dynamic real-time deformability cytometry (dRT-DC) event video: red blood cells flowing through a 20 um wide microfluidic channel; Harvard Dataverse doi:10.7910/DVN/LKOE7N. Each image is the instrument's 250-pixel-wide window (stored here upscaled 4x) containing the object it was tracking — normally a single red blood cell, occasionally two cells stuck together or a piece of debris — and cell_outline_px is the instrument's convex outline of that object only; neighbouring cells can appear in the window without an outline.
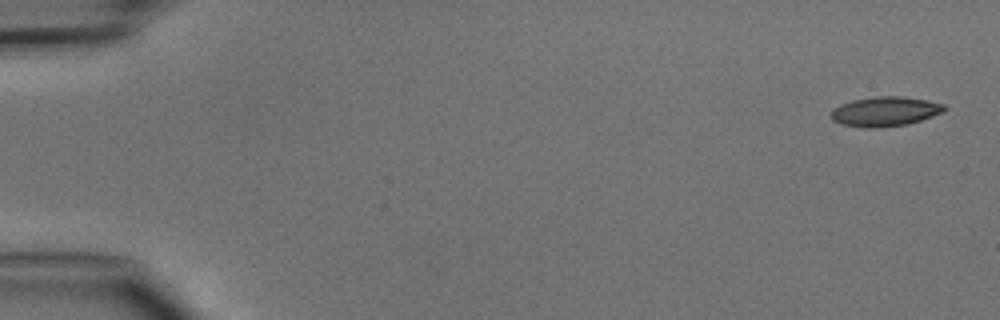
{"species": "common noctule bat (a hibernating species)", "species_latin": "Nyctalus noctula", "temperature_condition": "cold", "stored_images_in_passage": 4, "camera_frame_rate_fps": 3000, "um_per_image_px": 0.085, "animal": {"sex": "male", "body_mass_g": 15.6}, "frame": {"image": 1, "passage_image": 1, "time_ms": 0.0, "image_size_px": [1000, 320], "cell_outline_px": [[948, 108], [944, 112], [908, 124], [876, 128], [864, 128], [840, 124], [832, 120], [832, 112], [840, 104], [852, 100], [876, 96], [904, 96], [928, 100], [944, 104]], "centroid_in_image_um": [75.26, 9.47], "position_along_channel_um": 9.7, "area_um2": 19.65}}